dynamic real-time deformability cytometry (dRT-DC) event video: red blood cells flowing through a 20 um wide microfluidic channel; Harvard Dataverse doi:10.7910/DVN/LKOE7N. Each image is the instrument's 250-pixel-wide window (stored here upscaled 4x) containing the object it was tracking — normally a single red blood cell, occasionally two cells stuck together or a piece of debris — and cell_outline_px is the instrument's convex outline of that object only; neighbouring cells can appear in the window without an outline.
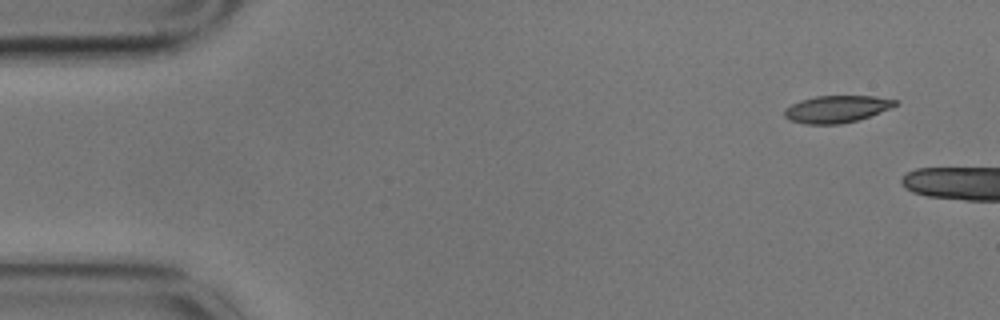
{"species": "common noctule bat (a hibernating species)", "species_latin": "Nyctalus noctula", "temperature_condition": "cold", "stored_images_in_passage": 7, "camera_frame_rate_fps": 3000, "um_per_image_px": 0.085, "animal": {"sex": "male", "body_mass_g": 17.9}, "frame": {"image": 1, "passage_image": 1, "time_ms": 0.0, "image_size_px": [1000, 320], "cell_outline_px": [[900, 104], [880, 112], [856, 120], [840, 124], [804, 124], [788, 120], [784, 116], [784, 108], [800, 100], [816, 96], [876, 96], [896, 100]], "centroid_in_image_um": [71.08, 9.27], "position_along_channel_um": 13.9, "area_um2": 17.51}}